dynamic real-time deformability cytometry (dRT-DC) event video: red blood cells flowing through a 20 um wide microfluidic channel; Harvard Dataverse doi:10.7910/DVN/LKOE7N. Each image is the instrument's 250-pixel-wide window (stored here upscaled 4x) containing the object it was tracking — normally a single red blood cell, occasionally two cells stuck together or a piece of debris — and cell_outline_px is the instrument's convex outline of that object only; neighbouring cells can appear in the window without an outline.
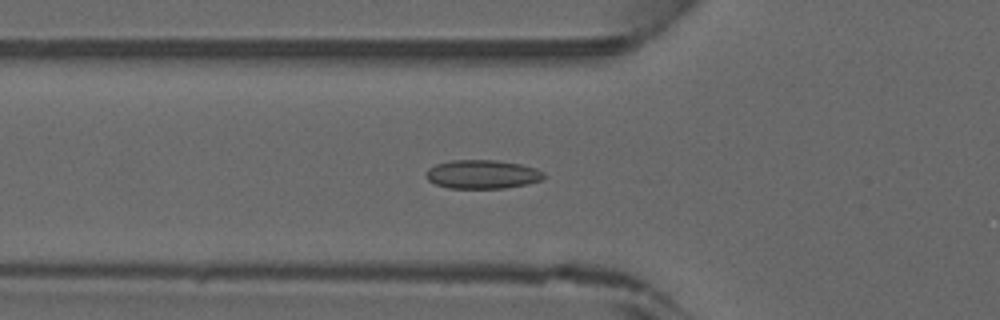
{"species": "common noctule bat (a hibernating species)", "species_latin": "Nyctalus noctula", "temperature_condition": "warm", "stored_images_in_passage": 15, "camera_frame_rate_fps": 3000, "um_per_image_px": 0.085, "animal": {"sex": "male", "forearm_length_mm": 52.5}, "frame": {"image": 1, "passage_image": 3, "time_ms": 0.667, "image_size_px": [1000, 320], "cell_outline_px": [[544, 176], [540, 180], [524, 184], [504, 188], [448, 188], [436, 184], [428, 180], [424, 176], [424, 172], [428, 168], [436, 164], [452, 160], [496, 160], [520, 164], [536, 168], [544, 172]], "centroid_in_image_um": [40.94, 14.81], "position_along_channel_um": 84.9, "area_um2": 19.71}}
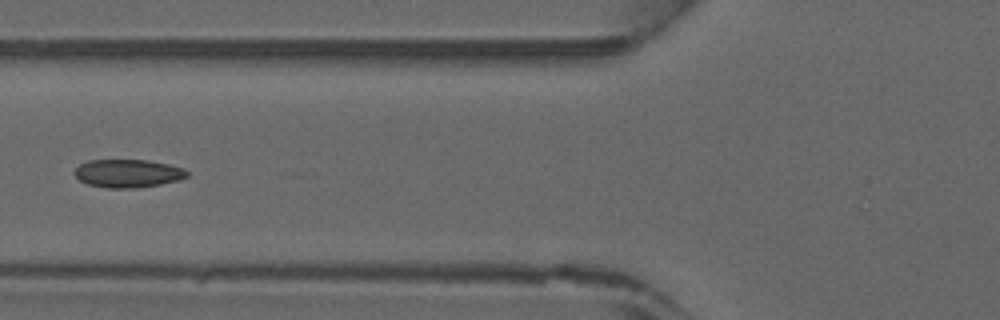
{"frame": {"image": 2, "passage_image": 5, "time_ms": 1.333, "image_size_px": [1000, 320], "cell_outline_px": [[188, 176], [180, 180], [160, 184], [136, 188], [108, 188], [88, 184], [80, 180], [72, 172], [80, 164], [88, 160], [148, 160], [168, 164], [184, 168], [188, 172]], "centroid_in_image_um": [10.88, 14.73], "position_along_channel_um": 114.9, "area_um2": 18.5}}
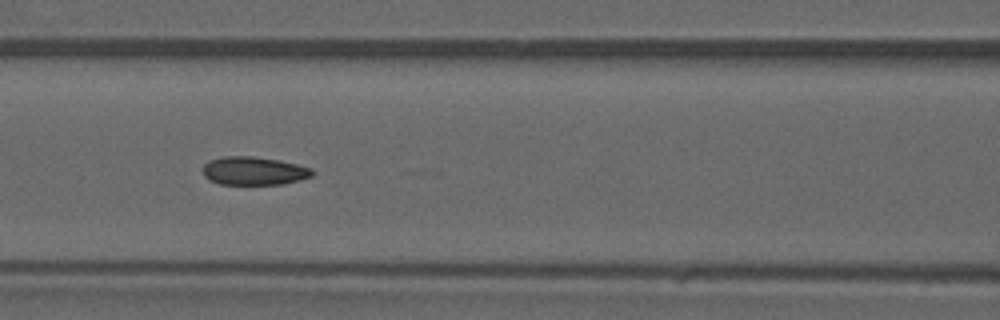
{"frame": {"image": 3, "passage_image": 7, "time_ms": 2.0, "image_size_px": [1000, 320], "cell_outline_px": [[316, 172], [312, 176], [284, 184], [220, 184], [208, 180], [204, 176], [204, 164], [208, 160], [224, 156], [252, 156], [280, 160], [312, 168]], "centroid_in_image_um": [21.58, 14.52], "position_along_channel_um": 145.0, "area_um2": 18.15}}